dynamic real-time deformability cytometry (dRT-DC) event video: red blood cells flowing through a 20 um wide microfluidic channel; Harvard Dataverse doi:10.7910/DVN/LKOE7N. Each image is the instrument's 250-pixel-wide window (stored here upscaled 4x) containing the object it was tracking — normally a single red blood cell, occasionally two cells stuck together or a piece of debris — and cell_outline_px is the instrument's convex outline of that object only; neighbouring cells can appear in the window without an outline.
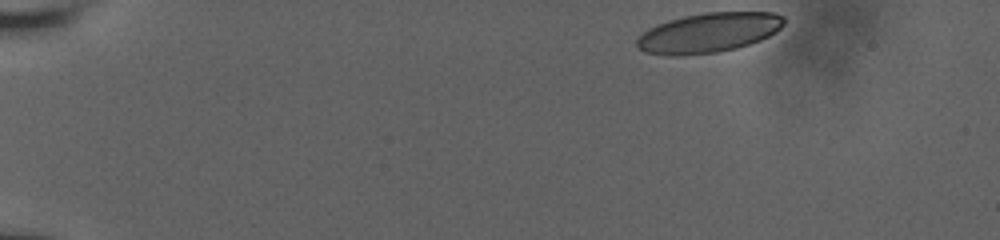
{"species": "human", "species_latin": "Homo sapiens", "temperature_condition": "room temperature", "stored_images_in_passage": 44, "camera_frame_rate_fps": 3000, "um_per_image_px": 0.085, "donor": {"sex": "male"}, "frame": {"image": 1, "passage_image": 1, "time_ms": 0.0, "image_size_px": [1000, 240], "cell_outline_px": [[784, 24], [776, 32], [760, 40], [736, 48], [716, 52], [684, 56], [668, 56], [644, 52], [636, 44], [636, 40], [648, 28], [656, 24], [668, 20], [684, 16], [704, 12], [772, 12], [784, 16]], "centroid_in_image_um": [60.22, 2.78], "position_along_channel_um": 24.8, "area_um2": 34.16}}
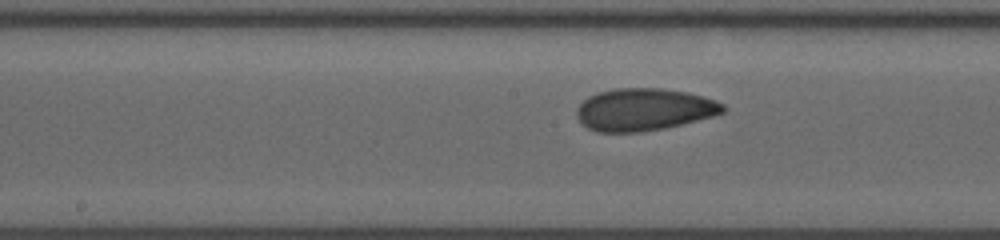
{"frame": {"image": 2, "passage_image": 24, "time_ms": 7.667, "image_size_px": [1000, 240], "cell_outline_px": [[728, 108], [724, 112], [712, 116], [664, 128], [640, 132], [596, 132], [580, 124], [576, 116], [576, 108], [588, 96], [600, 92], [616, 88], [660, 88], [688, 92], [716, 100], [724, 104]], "centroid_in_image_um": [54.72, 9.31], "position_along_channel_um": 193.5, "area_um2": 36.18}}
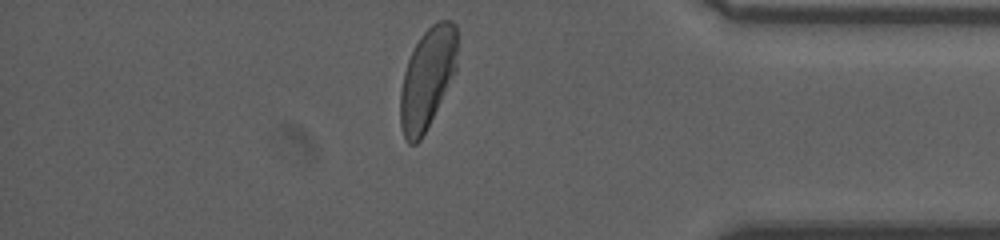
{"frame": {"image": 3, "passage_image": 42, "time_ms": 13.667, "image_size_px": [1000, 240], "cell_outline_px": [[456, 72], [420, 140], [416, 144], [408, 144], [404, 136], [400, 124], [400, 92], [404, 72], [408, 60], [420, 36], [436, 20], [452, 20], [456, 24]], "centroid_in_image_um": [36.32, 6.64], "position_along_channel_um": 398.9, "area_um2": 33.18}, "authors_computed_cell_mechanics": {"area_um2": 35.3158, "velocity_mm_per_s": 3.7855, "shape_relaxation_time_tau1_ms": 5.5975, "shape_relaxation_time_tau2_ms": 1.4854, "deformation_change_tau1": 0.1637, "deformation_change_tau2": 0.0641}}